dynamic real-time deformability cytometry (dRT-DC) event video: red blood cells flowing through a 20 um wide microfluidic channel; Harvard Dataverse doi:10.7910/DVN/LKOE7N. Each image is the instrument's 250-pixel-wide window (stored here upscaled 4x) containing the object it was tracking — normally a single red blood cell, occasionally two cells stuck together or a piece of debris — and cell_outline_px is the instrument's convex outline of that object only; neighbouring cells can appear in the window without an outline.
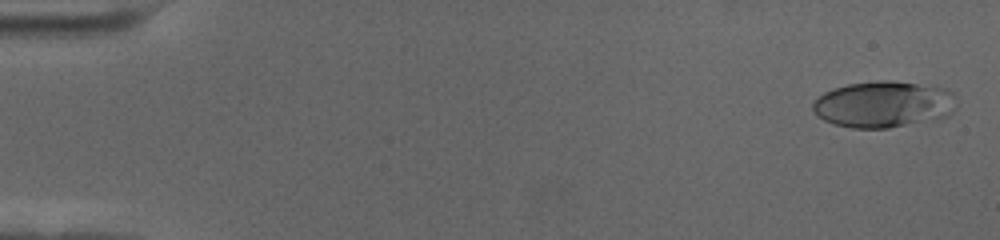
{"species": "human", "species_latin": "Homo sapiens", "temperature_condition": "cold", "stored_images_in_passage": 58, "camera_frame_rate_fps": 3000, "um_per_image_px": 0.085, "donor": {"sex": "female"}, "frame": {"image": 1, "passage_image": 2, "time_ms": 0.333, "image_size_px": [1000, 240], "cell_outline_px": [[956, 108], [948, 116], [940, 120], [888, 128], [852, 128], [832, 124], [816, 116], [812, 108], [812, 104], [824, 92], [832, 88], [848, 84], [876, 80], [888, 80], [948, 88], [956, 92]], "centroid_in_image_um": [75.16, 8.87], "position_along_channel_um": 9.8, "area_um2": 39.71}}
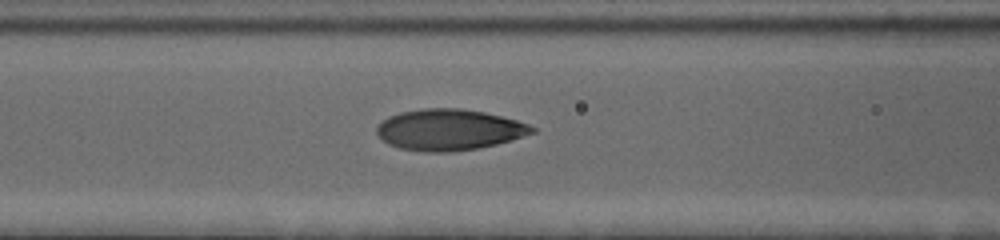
{"frame": {"image": 2, "passage_image": 25, "time_ms": 8.0, "image_size_px": [1000, 240], "cell_outline_px": [[536, 132], [512, 140], [496, 144], [476, 148], [452, 152], [424, 152], [400, 148], [388, 144], [376, 132], [376, 128], [388, 116], [400, 112], [420, 108], [460, 108], [484, 112], [516, 120], [528, 124], [536, 128]], "centroid_in_image_um": [38.18, 11.02], "position_along_channel_um": 128.4, "area_um2": 37.17}}
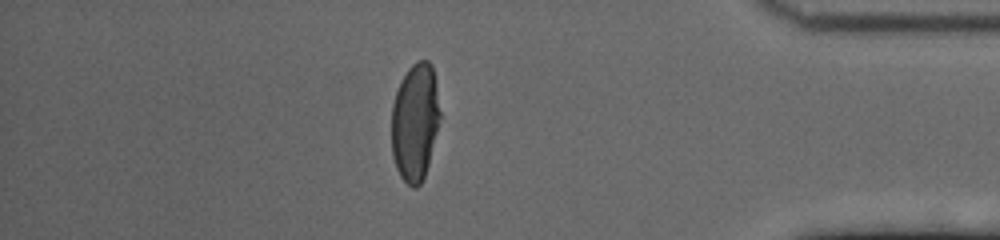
{"frame": {"image": 3, "passage_image": 51, "time_ms": 16.667, "image_size_px": [1000, 240], "cell_outline_px": [[440, 116], [428, 164], [424, 176], [420, 184], [416, 188], [412, 188], [400, 176], [396, 168], [392, 156], [392, 104], [400, 80], [408, 68], [416, 60], [428, 60], [432, 64], [440, 112]], "centroid_in_image_um": [35.26, 10.35], "position_along_channel_um": 399.9, "area_um2": 33.12}, "authors_computed_cell_mechanics": {"area_um2": 36.5585, "velocity_mm_per_s": 3.4899, "shape_relaxation_time_tau1_ms": 4.1568, "shape_relaxation_time_tau2_ms": 0.8484, "deformation_change_tau1": 0.2003, "deformation_change_tau2": 0.0587}}